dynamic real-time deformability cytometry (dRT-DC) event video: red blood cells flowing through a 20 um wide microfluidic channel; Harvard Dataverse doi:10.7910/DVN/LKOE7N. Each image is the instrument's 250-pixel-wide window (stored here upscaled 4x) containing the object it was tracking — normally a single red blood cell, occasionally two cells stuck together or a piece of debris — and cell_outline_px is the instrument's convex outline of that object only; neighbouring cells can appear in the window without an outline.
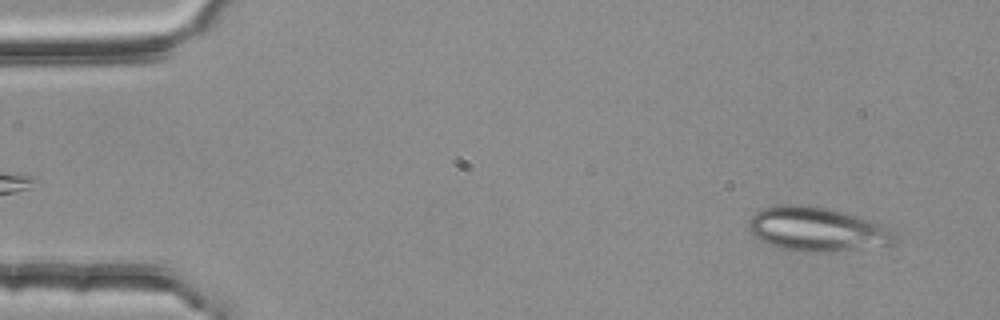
{"species": "common noctule bat (a hibernating species)", "species_latin": "Nyctalus noctula", "temperature_condition": "room temperature", "stored_images_in_passage": 52, "segment_of_instrument_passage": [1, 2], "camera_frame_rate_fps": 3000, "um_per_image_px": 0.085, "animal": {"sex": "female", "body_mass_g": 25.1}, "frame": {"image": 1, "passage_image": 3, "time_ms": 0.667, "image_size_px": [1000, 320], "cell_outline_px": [[896, 240], [888, 244], [828, 252], [792, 252], [768, 244], [760, 240], [748, 228], [748, 220], [760, 208], [780, 204], [800, 204], [832, 208], [884, 224], [892, 228], [896, 236]], "centroid_in_image_um": [69.42, 19.47], "position_along_channel_um": 15.6, "area_um2": 37.97}}